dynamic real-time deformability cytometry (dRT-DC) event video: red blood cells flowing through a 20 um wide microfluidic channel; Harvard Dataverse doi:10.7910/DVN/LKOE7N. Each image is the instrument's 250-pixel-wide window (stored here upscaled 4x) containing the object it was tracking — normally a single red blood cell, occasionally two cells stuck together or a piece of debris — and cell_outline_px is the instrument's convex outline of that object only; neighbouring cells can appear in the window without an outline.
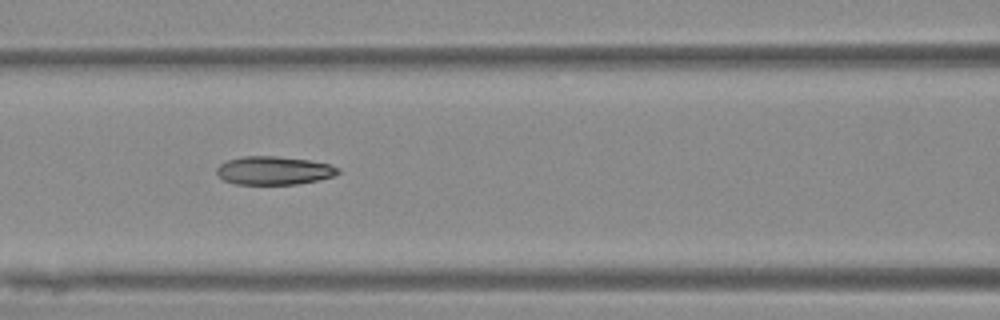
{"species": "Egyptian fruit bat (a non-hibernating species)", "species_latin": "Rousettus aegyptiacus", "temperature_condition": "warm", "stored_images_in_passage": 9, "camera_frame_rate_fps": 3000, "um_per_image_px": 0.085, "animal": {"sex": "female"}, "frame": {"image": 1, "passage_image": 6, "time_ms": 7.0, "image_size_px": [1000, 320], "cell_outline_px": [[340, 172], [332, 176], [316, 180], [296, 184], [236, 184], [224, 180], [216, 172], [216, 168], [220, 164], [228, 160], [244, 156], [276, 156], [308, 160], [328, 164], [340, 168]], "centroid_in_image_um": [23.26, 14.49], "position_along_channel_um": 143.3, "area_um2": 19.83}}
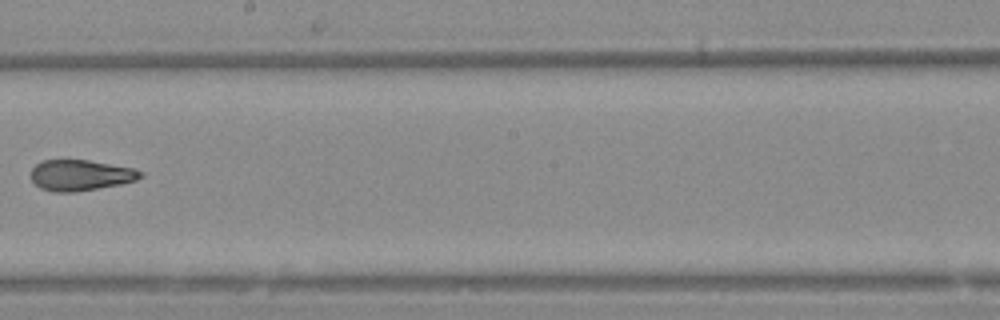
{"frame": {"image": 2, "passage_image": 8, "time_ms": 9.667, "image_size_px": [1000, 320], "cell_outline_px": [[144, 176], [136, 180], [120, 184], [72, 192], [56, 192], [40, 188], [32, 180], [32, 168], [36, 164], [44, 160], [88, 160], [132, 168], [144, 172]], "centroid_in_image_um": [6.85, 14.89], "position_along_channel_um": 241.3, "area_um2": 19.42}}
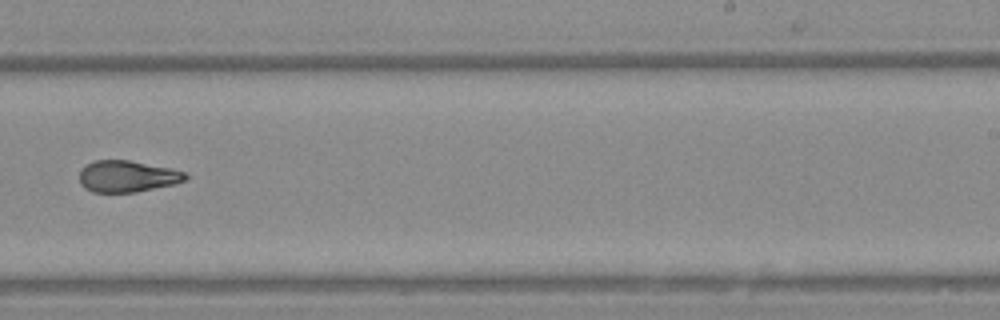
{"frame": {"image": 3, "passage_image": 9, "time_ms": 10.667, "image_size_px": [1000, 320], "cell_outline_px": [[188, 176], [184, 180], [176, 184], [136, 192], [92, 192], [84, 188], [80, 184], [80, 172], [88, 164], [96, 160], [128, 160], [172, 168], [184, 172]], "centroid_in_image_um": [10.83, 14.99], "position_along_channel_um": 278.2, "area_um2": 19.42}}